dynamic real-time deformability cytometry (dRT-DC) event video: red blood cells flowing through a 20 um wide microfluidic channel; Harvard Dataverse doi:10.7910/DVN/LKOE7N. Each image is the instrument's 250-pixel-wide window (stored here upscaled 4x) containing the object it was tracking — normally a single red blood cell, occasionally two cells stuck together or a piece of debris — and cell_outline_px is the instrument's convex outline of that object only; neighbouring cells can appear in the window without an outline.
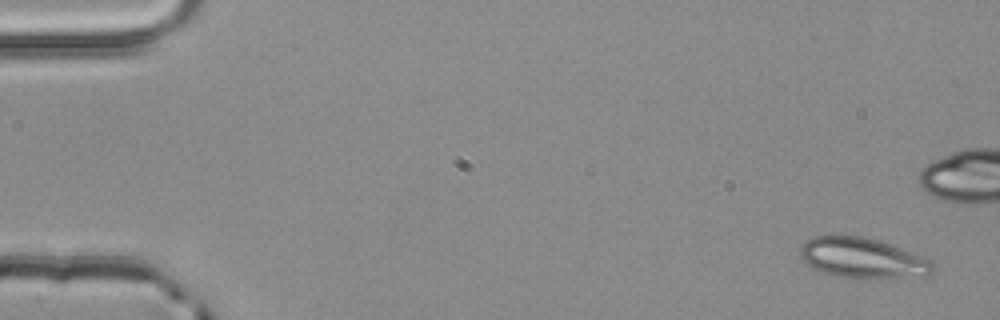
{"species": "common noctule bat (a hibernating species)", "species_latin": "Nyctalus noctula", "temperature_condition": "room temperature", "stored_images_in_passage": 4, "camera_frame_rate_fps": 3000, "um_per_image_px": 0.085, "animal": {"sex": "male", "body_mass_g": 20.4}, "frame": {"image": 1, "passage_image": 1, "time_ms": 0.0, "image_size_px": [1000, 320], "cell_outline_px": [[936, 268], [928, 276], [864, 280], [836, 276], [824, 272], [808, 264], [800, 256], [800, 248], [812, 236], [864, 236], [880, 240], [924, 256], [932, 260], [936, 264]], "centroid_in_image_um": [73.43, 21.96], "position_along_channel_um": 11.6, "area_um2": 31.79}}